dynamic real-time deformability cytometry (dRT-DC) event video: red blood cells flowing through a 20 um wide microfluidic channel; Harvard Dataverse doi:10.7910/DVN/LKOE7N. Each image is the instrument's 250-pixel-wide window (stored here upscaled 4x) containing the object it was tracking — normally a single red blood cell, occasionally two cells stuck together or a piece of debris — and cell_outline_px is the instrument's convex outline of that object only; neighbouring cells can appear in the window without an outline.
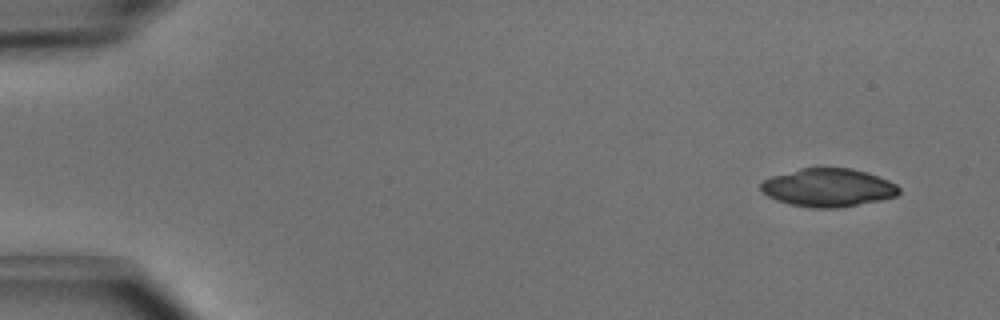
{"species": "common noctule bat (a hibernating species)", "species_latin": "Nyctalus noctula", "temperature_condition": "cold", "stored_images_in_passage": 4, "camera_frame_rate_fps": 3000, "um_per_image_px": 0.085, "animal": {"sex": "male", "body_mass_g": 15.6}, "frame": {"image": 1, "passage_image": 1, "time_ms": 0.0, "image_size_px": [1000, 320], "cell_outline_px": [[900, 192], [896, 196], [880, 200], [840, 208], [812, 208], [788, 204], [776, 200], [768, 196], [760, 188], [760, 184], [764, 180], [772, 176], [800, 168], [852, 168], [888, 180], [896, 184], [900, 188]], "centroid_in_image_um": [70.38, 15.96], "position_along_channel_um": 14.6, "area_um2": 30.69}}